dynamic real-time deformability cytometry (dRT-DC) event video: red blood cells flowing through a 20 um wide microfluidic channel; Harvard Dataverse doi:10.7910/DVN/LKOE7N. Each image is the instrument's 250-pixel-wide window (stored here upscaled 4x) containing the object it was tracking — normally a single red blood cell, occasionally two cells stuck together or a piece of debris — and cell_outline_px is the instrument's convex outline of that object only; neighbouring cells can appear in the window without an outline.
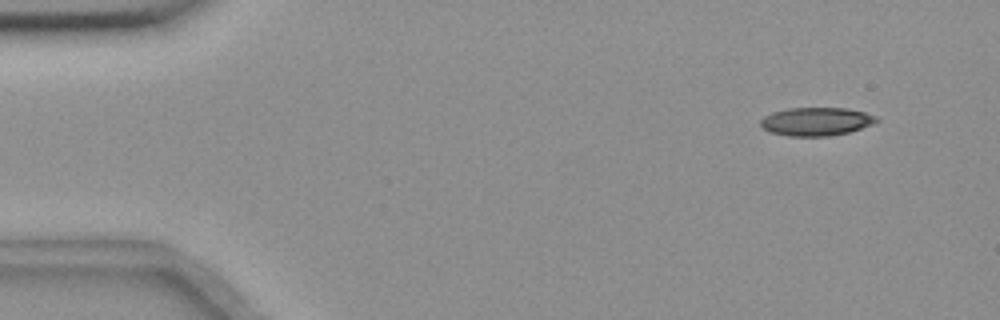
{"species": "common noctule bat (a hibernating species)", "species_latin": "Nyctalus noctula", "temperature_condition": "room temperature", "stored_images_in_passage": 38, "camera_frame_rate_fps": 3000, "um_per_image_px": 0.085, "animal": {"sex": "female", "body_mass_g": 18.4}, "frame": {"image": 1, "passage_image": 5, "time_ms": 1.333, "image_size_px": [1000, 320], "cell_outline_px": [[880, 120], [872, 124], [848, 132], [828, 136], [788, 136], [768, 132], [760, 128], [760, 120], [764, 116], [772, 112], [788, 108], [848, 108], [864, 112], [876, 116]], "centroid_in_image_um": [69.33, 10.33], "position_along_channel_um": 15.7, "area_um2": 19.25}}
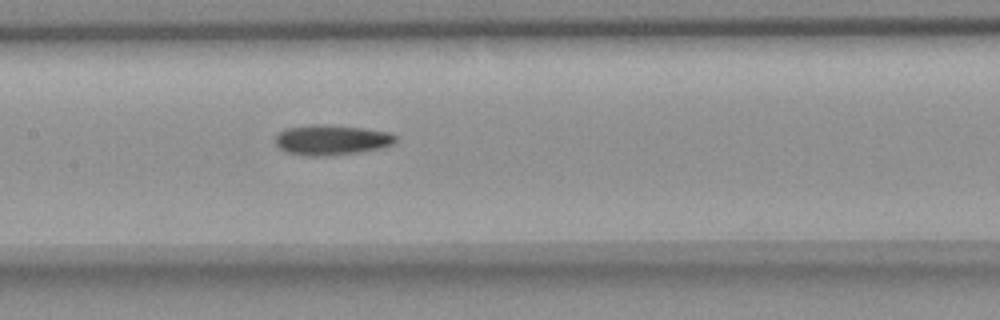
{"frame": {"image": 2, "passage_image": 27, "time_ms": 8.667, "image_size_px": [1000, 320], "cell_outline_px": [[396, 140], [392, 144], [380, 148], [356, 152], [320, 156], [312, 156], [288, 152], [280, 148], [276, 144], [276, 136], [284, 128], [312, 124], [324, 124], [364, 128], [392, 132], [396, 136]], "centroid_in_image_um": [28.19, 11.87], "position_along_channel_um": 179.2, "area_um2": 20.98}}
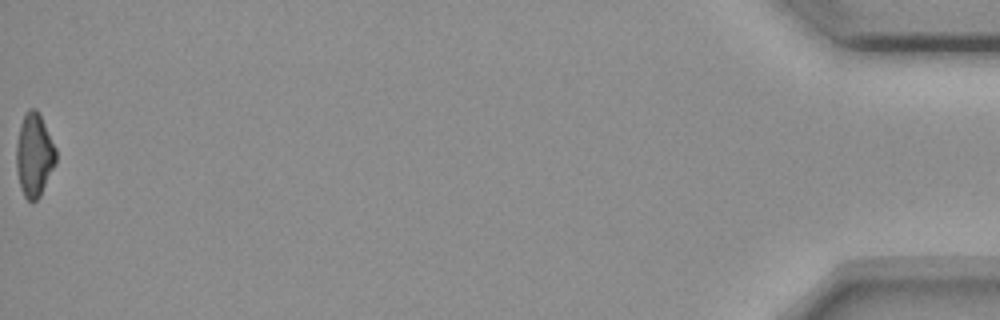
{"frame": {"image": 3, "passage_image": 38, "time_ms": 1685.0, "image_size_px": [1000, 320], "cell_outline_px": [[56, 164], [40, 196], [36, 200], [28, 200], [24, 196], [20, 188], [16, 172], [16, 144], [20, 124], [24, 112], [28, 108], [36, 108], [40, 112], [56, 148]], "centroid_in_image_um": [2.9, 13.13], "position_along_channel_um": 432.3, "area_um2": 19.65}, "authors_computed_cell_mechanics": {"area_um2": 20.4323, "velocity_mm_per_s": 3.6532, "shape_relaxation_time_tau1_ms": null, "shape_relaxation_time_tau2_ms": 2.4167, "deformation_change_tau1": null, "deformation_change_tau2": 0.075}}